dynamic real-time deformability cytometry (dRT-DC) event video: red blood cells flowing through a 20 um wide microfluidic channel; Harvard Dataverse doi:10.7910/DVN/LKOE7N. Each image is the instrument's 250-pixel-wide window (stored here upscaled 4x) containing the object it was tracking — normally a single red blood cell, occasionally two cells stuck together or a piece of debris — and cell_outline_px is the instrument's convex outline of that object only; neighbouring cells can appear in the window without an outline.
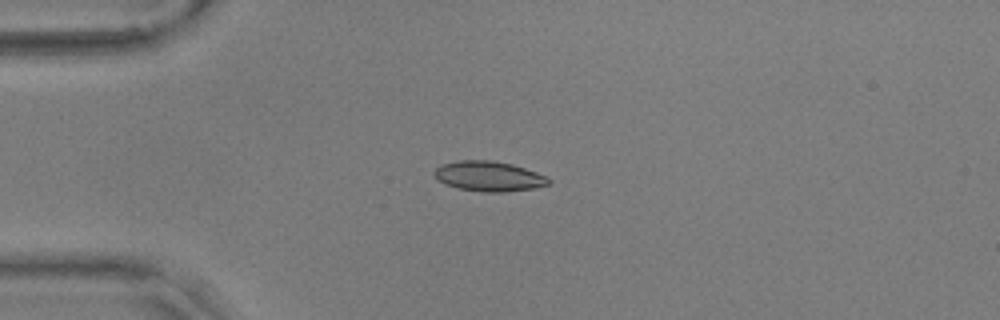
{"species": "common noctule bat (a hibernating species)", "species_latin": "Nyctalus noctula", "temperature_condition": "warm", "stored_images_in_passage": 43, "camera_frame_rate_fps": 3000, "um_per_image_px": 0.085, "animal": {"sex": "male", "body_mass_g": 17.9, "forearm_length_mm": 54.2}, "frame": {"image": 1, "passage_image": 1, "time_ms": 0.0, "image_size_px": [1000, 320], "cell_outline_px": [[552, 180], [548, 184], [532, 188], [504, 192], [480, 192], [460, 188], [448, 184], [440, 180], [432, 172], [440, 164], [460, 160], [492, 160], [512, 164], [548, 176]], "centroid_in_image_um": [41.57, 14.97], "position_along_channel_um": 43.4, "area_um2": 19.88}}
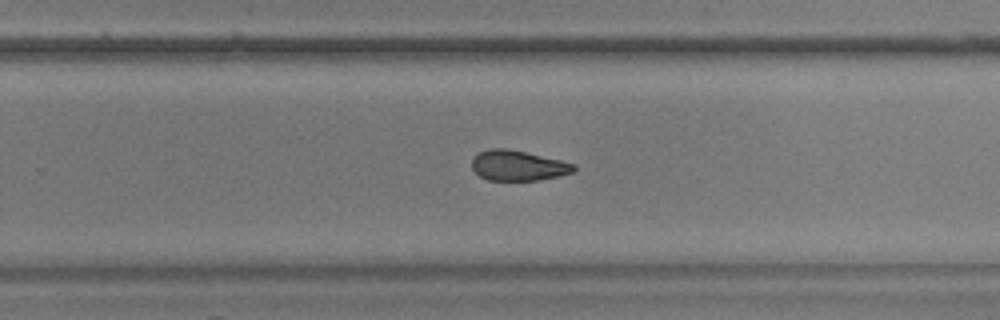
{"frame": {"image": 2, "passage_image": 23, "time_ms": 7.333, "image_size_px": [1000, 320], "cell_outline_px": [[576, 168], [572, 172], [540, 180], [488, 180], [480, 176], [472, 168], [472, 160], [480, 152], [488, 148], [508, 148], [560, 160], [576, 164]], "centroid_in_image_um": [44.02, 14.06], "position_along_channel_um": 285.8, "area_um2": 17.8}}
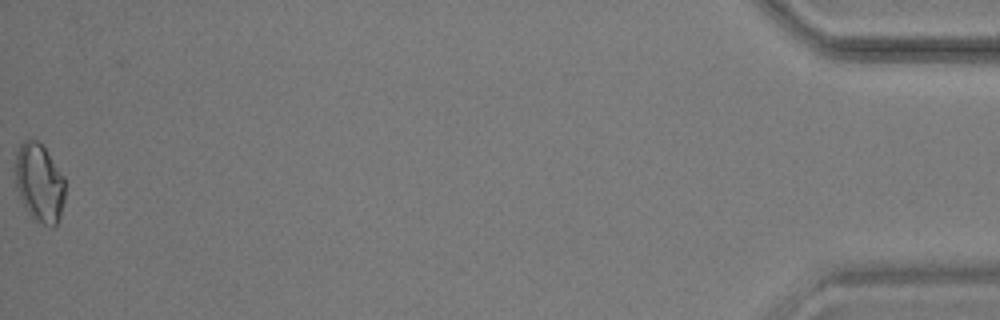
{"frame": {"image": 3, "passage_image": 43, "time_ms": 14.0, "image_size_px": [1000, 320], "cell_outline_px": [[64, 200], [60, 216], [56, 224], [52, 228], [36, 220], [28, 212], [20, 196], [16, 184], [12, 168], [16, 152], [20, 144], [24, 140], [36, 140], [44, 148], [64, 176]], "centroid_in_image_um": [3.32, 15.52], "position_along_channel_um": 431.9, "area_um2": 22.77}, "authors_computed_cell_mechanics": {"area_um2": 19.5364, "velocity_mm_per_s": 3.6056, "shape_relaxation_time_tau1_ms": null, "shape_relaxation_time_tau2_ms": 3.6668, "deformation_change_tau1": null, "deformation_change_tau2": 0.0881}}